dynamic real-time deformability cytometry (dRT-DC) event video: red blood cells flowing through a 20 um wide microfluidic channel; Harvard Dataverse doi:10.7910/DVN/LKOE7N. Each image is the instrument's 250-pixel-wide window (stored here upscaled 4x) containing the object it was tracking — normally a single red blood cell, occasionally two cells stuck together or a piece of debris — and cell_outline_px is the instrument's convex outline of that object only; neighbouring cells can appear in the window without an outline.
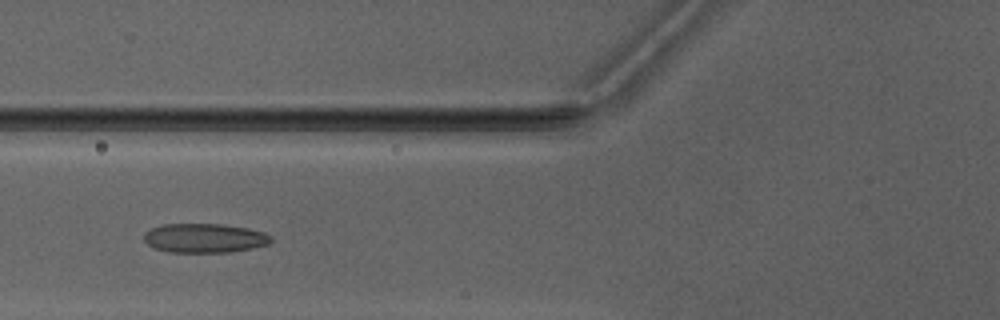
{"species": "Egyptian fruit bat (a non-hibernating species)", "species_latin": "Rousettus aegyptiacus", "temperature_condition": "warm", "stored_images_in_passage": 5, "camera_frame_rate_fps": 3000, "um_per_image_px": 0.085, "animal": {"sex": "male"}, "frame": {"image": 1, "passage_image": 5, "time_ms": 4.667, "image_size_px": [1000, 320], "cell_outline_px": [[272, 240], [268, 244], [252, 248], [228, 252], [168, 252], [156, 248], [148, 244], [144, 240], [144, 232], [152, 228], [164, 224], [220, 224], [248, 228], [264, 232], [272, 236]], "centroid_in_image_um": [17.39, 20.23], "position_along_channel_um": 108.4, "area_um2": 21.56}}